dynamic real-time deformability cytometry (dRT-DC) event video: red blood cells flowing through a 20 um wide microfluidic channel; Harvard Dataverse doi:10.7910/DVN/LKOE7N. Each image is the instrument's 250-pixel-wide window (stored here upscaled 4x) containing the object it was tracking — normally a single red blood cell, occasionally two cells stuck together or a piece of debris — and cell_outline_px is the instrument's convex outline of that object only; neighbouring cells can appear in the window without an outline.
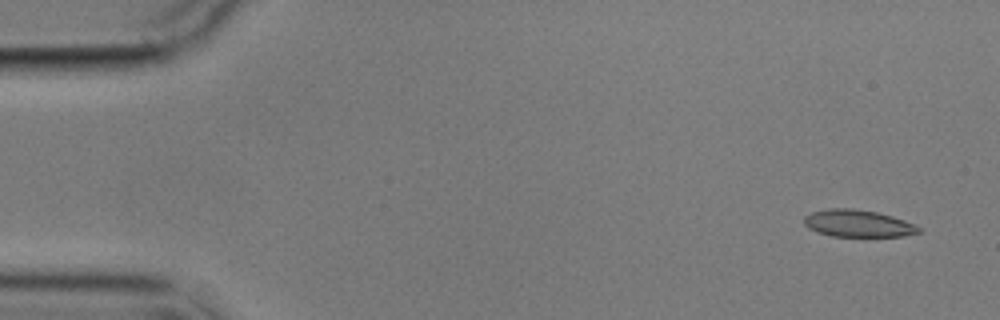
{"species": "common noctule bat (a hibernating species)", "species_latin": "Nyctalus noctula", "temperature_condition": "cold", "stored_images_in_passage": 3, "camera_frame_rate_fps": 3000, "um_per_image_px": 0.085, "animal": {"sex": "male", "body_mass_g": 17.9}, "frame": {"image": 1, "passage_image": 1, "time_ms": 0.0, "image_size_px": [1000, 320], "cell_outline_px": [[920, 232], [904, 236], [832, 236], [816, 232], [808, 228], [804, 224], [804, 216], [812, 212], [828, 208], [852, 208], [876, 212], [892, 216], [916, 224], [920, 228]], "centroid_in_image_um": [72.91, 18.99], "position_along_channel_um": 12.1, "area_um2": 18.15}}